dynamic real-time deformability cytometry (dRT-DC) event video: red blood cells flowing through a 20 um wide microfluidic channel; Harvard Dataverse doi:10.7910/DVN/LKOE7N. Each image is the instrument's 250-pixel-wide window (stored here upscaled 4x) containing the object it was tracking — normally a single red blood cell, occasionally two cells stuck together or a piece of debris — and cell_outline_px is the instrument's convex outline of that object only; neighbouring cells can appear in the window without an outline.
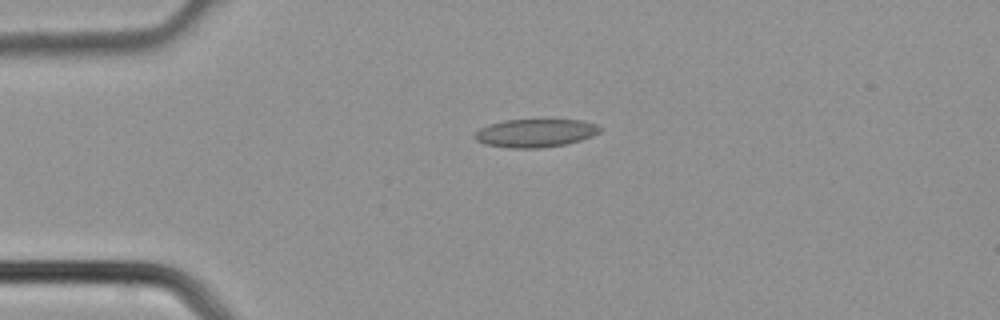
{"species": "common noctule bat (a hibernating species)", "species_latin": "Nyctalus noctula", "temperature_condition": "cold", "stored_images_in_passage": 2, "camera_frame_rate_fps": 3000, "um_per_image_px": 0.085, "animal": {"sex": "male", "body_mass_g": 21.5, "forearm_length_mm": 52.0}, "frame": {"image": 1, "passage_image": 1, "time_ms": 0.0, "image_size_px": [1000, 320], "cell_outline_px": [[604, 128], [600, 132], [592, 136], [580, 140], [564, 144], [544, 148], [508, 148], [484, 144], [476, 140], [472, 136], [480, 128], [488, 124], [504, 120], [584, 120], [596, 124]], "centroid_in_image_um": [45.5, 11.31], "position_along_channel_um": 39.5, "area_um2": 20.75}}
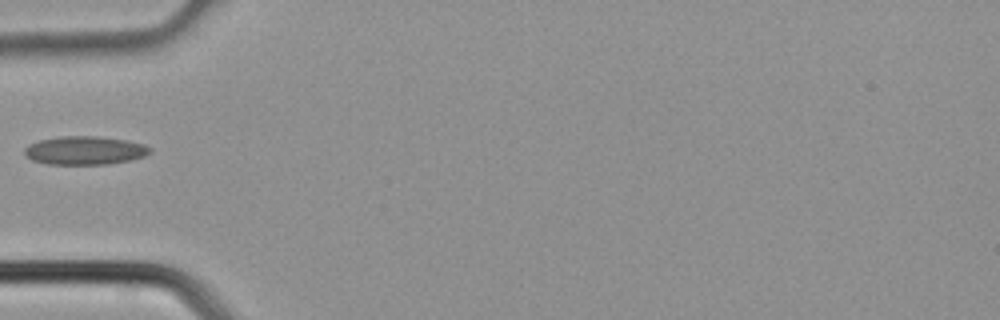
{"frame": {"image": 2, "passage_image": 2, "time_ms": 0.333, "image_size_px": [1000, 320], "cell_outline_px": [[152, 152], [144, 156], [132, 160], [108, 164], [48, 164], [32, 160], [24, 152], [24, 148], [28, 144], [40, 140], [60, 136], [96, 136], [128, 140], [144, 144], [152, 148]], "centroid_in_image_um": [7.24, 12.78], "position_along_channel_um": 77.8, "area_um2": 20.92}}